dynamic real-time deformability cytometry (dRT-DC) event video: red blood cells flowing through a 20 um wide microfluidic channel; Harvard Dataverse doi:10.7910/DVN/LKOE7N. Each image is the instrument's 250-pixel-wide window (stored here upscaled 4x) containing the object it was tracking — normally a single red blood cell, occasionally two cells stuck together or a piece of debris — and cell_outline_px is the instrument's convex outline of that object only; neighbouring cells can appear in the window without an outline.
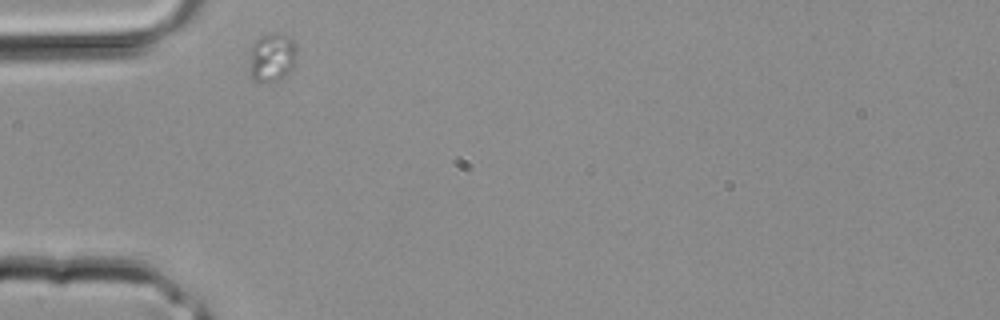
{"species": "common noctule bat (a hibernating species)", "species_latin": "Nyctalus noctula", "temperature_condition": "room temperature", "stored_images_in_passage": 2, "camera_frame_rate_fps": 3000, "um_per_image_px": 0.085, "animal": {"sex": "male", "body_mass_g": 20.4}, "frame": {"image": 1, "passage_image": 1, "time_ms": 0.0, "image_size_px": [1000, 320], "cell_outline_px": [[296, 60], [292, 68], [284, 76], [276, 80], [252, 80], [252, 44], [260, 36], [288, 36], [292, 40], [296, 48]], "centroid_in_image_um": [23.17, 4.88], "position_along_channel_um": 61.8, "area_um2": 12.43}}